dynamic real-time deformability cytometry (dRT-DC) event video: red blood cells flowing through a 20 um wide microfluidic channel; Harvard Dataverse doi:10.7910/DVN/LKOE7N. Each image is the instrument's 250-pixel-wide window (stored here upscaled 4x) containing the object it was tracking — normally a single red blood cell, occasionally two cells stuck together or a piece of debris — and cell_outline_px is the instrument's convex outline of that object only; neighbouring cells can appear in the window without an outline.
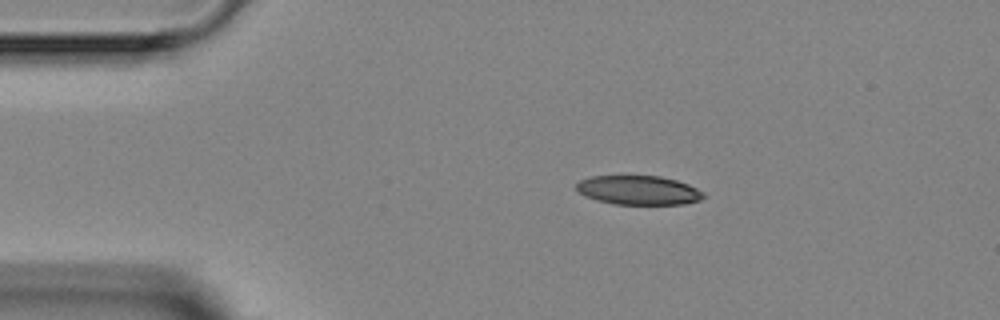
{"species": "Egyptian fruit bat (a non-hibernating species)", "species_latin": "Rousettus aegyptiacus", "temperature_condition": "room temperature", "stored_images_in_passage": 3, "camera_frame_rate_fps": 3000, "um_per_image_px": 0.085, "animal": {"sex": "female"}, "frame": {"image": 1, "passage_image": 2, "time_ms": 1.333, "image_size_px": [1000, 320], "cell_outline_px": [[704, 196], [700, 200], [684, 204], [612, 204], [596, 200], [584, 196], [576, 188], [576, 184], [580, 180], [592, 176], [660, 176], [676, 180], [688, 184], [704, 192]], "centroid_in_image_um": [54.27, 16.17], "position_along_channel_um": 30.7, "area_um2": 21.56}}